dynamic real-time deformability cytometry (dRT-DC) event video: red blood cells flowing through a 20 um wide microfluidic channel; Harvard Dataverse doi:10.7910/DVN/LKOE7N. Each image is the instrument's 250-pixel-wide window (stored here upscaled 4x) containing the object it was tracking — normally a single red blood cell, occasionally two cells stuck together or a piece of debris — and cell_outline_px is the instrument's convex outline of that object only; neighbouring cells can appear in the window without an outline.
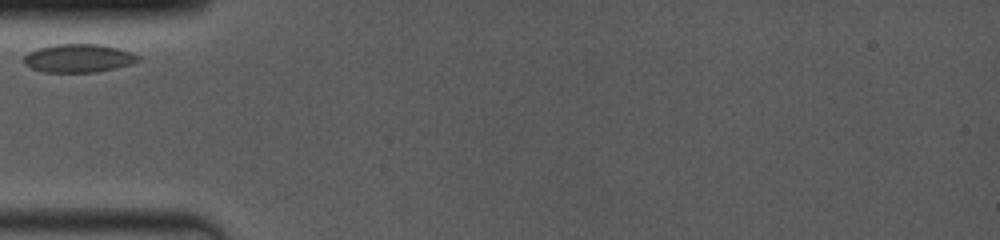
{"species": "common noctule bat (a hibernating species)", "species_latin": "Nyctalus noctula", "temperature_condition": "room temperature", "stored_images_in_passage": 47, "camera_frame_rate_fps": 4000, "um_per_image_px": 0.085, "animal": {"sex": "female", "body_mass_g": 19.0, "forearm_length_mm": 53.3}, "frame": {"image": 1, "passage_image": 1, "time_ms": 0.0, "image_size_px": [1000, 240], "cell_outline_px": [[140, 60], [132, 64], [116, 68], [96, 72], [44, 72], [32, 68], [24, 64], [24, 56], [28, 52], [40, 48], [56, 44], [100, 44], [116, 48], [140, 56]], "centroid_in_image_um": [6.67, 4.95], "position_along_channel_um": 78.3, "area_um2": 18.73}}
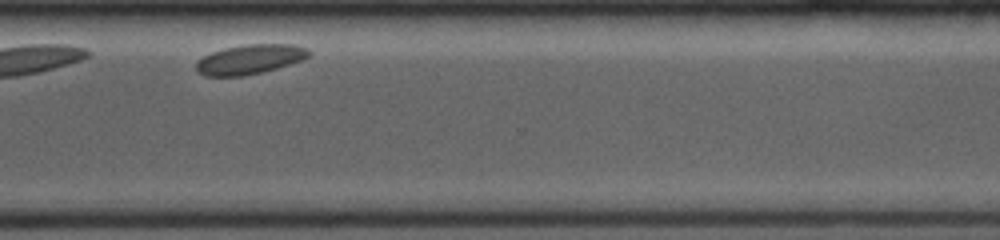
{"frame": {"image": 2, "passage_image": 38, "time_ms": 7.75, "image_size_px": [1000, 240], "cell_outline_px": [[312, 52], [304, 60], [276, 68], [244, 76], [204, 76], [196, 68], [196, 64], [204, 56], [212, 52], [224, 48], [248, 44], [296, 44], [308, 48]], "centroid_in_image_um": [21.3, 5.03], "position_along_channel_um": 349.3, "area_um2": 19.36}}
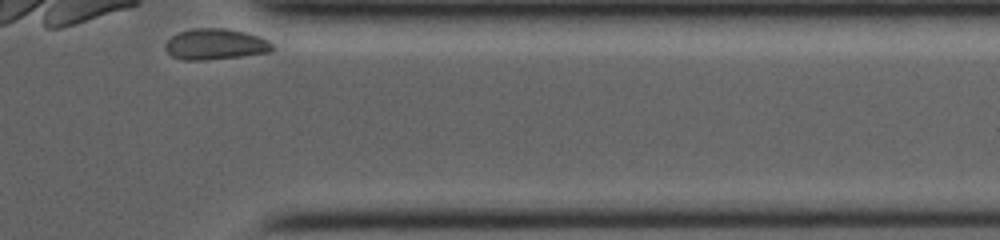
{"frame": {"image": 3, "passage_image": 46, "time_ms": 9.0, "image_size_px": [1000, 240], "cell_outline_px": [[272, 48], [268, 52], [240, 56], [204, 60], [184, 60], [172, 56], [164, 48], [164, 44], [172, 36], [180, 32], [192, 28], [224, 28], [244, 32], [260, 36], [268, 40], [272, 44]], "centroid_in_image_um": [18.28, 3.75], "position_along_channel_um": 393.1, "area_um2": 19.13}}